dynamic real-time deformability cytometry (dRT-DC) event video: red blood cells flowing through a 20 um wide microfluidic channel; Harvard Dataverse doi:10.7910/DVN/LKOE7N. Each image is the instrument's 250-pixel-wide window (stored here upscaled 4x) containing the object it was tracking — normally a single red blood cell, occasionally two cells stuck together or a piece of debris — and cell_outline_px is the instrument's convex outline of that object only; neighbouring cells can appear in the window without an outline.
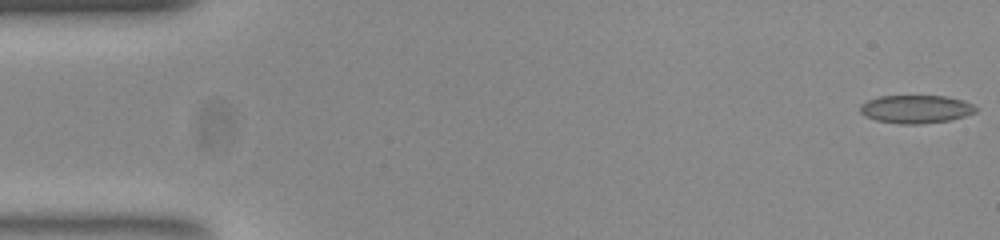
{"species": "common noctule bat (a hibernating species)", "species_latin": "Nyctalus noctula", "temperature_condition": "room temperature", "stored_images_in_passage": 53, "camera_frame_rate_fps": 3000, "um_per_image_px": 0.085, "animal": {"sex": "female", "body_mass_g": 23.0, "forearm_length_mm": 53.4}, "frame": {"image": 1, "passage_image": 1, "time_ms": 0.0, "image_size_px": [1000, 240], "cell_outline_px": [[980, 108], [976, 112], [952, 120], [920, 124], [900, 124], [876, 120], [864, 116], [860, 112], [860, 104], [868, 100], [880, 96], [944, 96], [964, 100]], "centroid_in_image_um": [77.87, 9.28], "position_along_channel_um": 7.1, "area_um2": 19.13}}
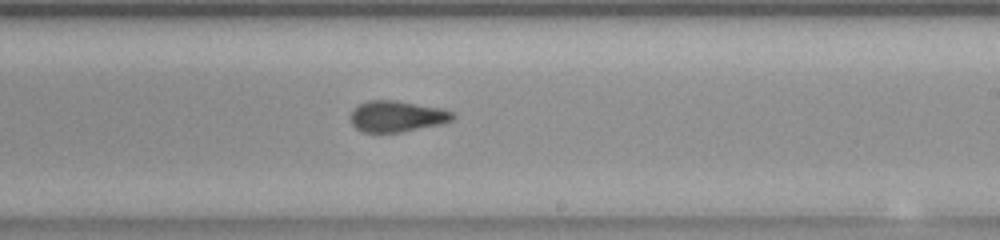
{"frame": {"image": 2, "passage_image": 31, "time_ms": 10.0, "image_size_px": [1000, 240], "cell_outline_px": [[456, 116], [452, 120], [440, 124], [400, 132], [364, 132], [356, 128], [352, 124], [352, 112], [360, 104], [368, 100], [396, 100], [440, 108], [452, 112]], "centroid_in_image_um": [33.75, 9.88], "position_along_channel_um": 255.2, "area_um2": 18.21}}
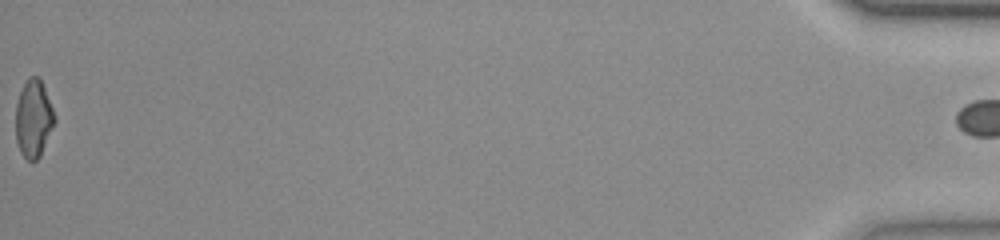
{"frame": {"image": 3, "passage_image": 53, "time_ms": 17.333, "image_size_px": [1000, 240], "cell_outline_px": [[56, 120], [40, 156], [36, 160], [28, 160], [20, 152], [16, 140], [16, 104], [20, 92], [28, 76], [40, 76], [52, 108]], "centroid_in_image_um": [2.84, 10.06], "position_along_channel_um": 432.4, "area_um2": 17.46}, "authors_computed_cell_mechanics": {"area_um2": 18.9584, "velocity_mm_per_s": 3.8701, "shape_relaxation_time_tau1_ms": null, "shape_relaxation_time_tau2_ms": 1.7587, "deformation_change_tau1": null, "deformation_change_tau2": 0.0785}}